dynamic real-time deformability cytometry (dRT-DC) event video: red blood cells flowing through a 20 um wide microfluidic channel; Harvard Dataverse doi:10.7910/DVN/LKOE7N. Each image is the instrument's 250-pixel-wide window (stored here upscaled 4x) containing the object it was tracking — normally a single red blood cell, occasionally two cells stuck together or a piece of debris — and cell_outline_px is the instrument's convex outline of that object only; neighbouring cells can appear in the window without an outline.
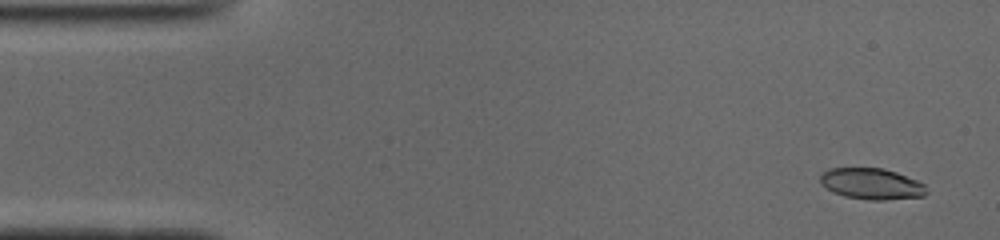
{"species": "common noctule bat (a hibernating species)", "species_latin": "Nyctalus noctula", "temperature_condition": "cold", "stored_images_in_passage": 51, "camera_frame_rate_fps": 3000, "um_per_image_px": 0.085, "animal": {"sex": "male", "body_mass_g": 19.0, "forearm_length_mm": 50.8}, "frame": {"image": 1, "passage_image": 3, "time_ms": 0.667, "image_size_px": [1000, 240], "cell_outline_px": [[928, 192], [924, 196], [884, 200], [868, 200], [844, 196], [832, 192], [820, 184], [820, 176], [824, 172], [832, 168], [884, 168], [896, 172], [916, 180], [924, 184]], "centroid_in_image_um": [74.08, 15.63], "position_along_channel_um": 10.9, "area_um2": 19.31}}
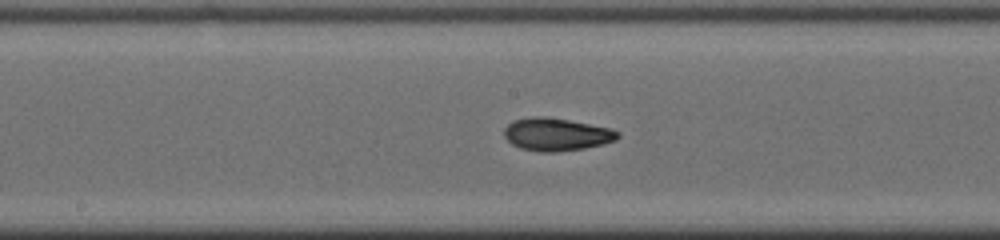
{"frame": {"image": 2, "passage_image": 26, "time_ms": 8.333, "image_size_px": [1000, 240], "cell_outline_px": [[620, 136], [616, 140], [604, 144], [584, 148], [556, 152], [540, 152], [520, 148], [512, 144], [504, 136], [504, 128], [512, 120], [532, 116], [548, 116], [612, 128], [620, 132]], "centroid_in_image_um": [47.31, 11.41], "position_along_channel_um": 200.9, "area_um2": 21.96}}
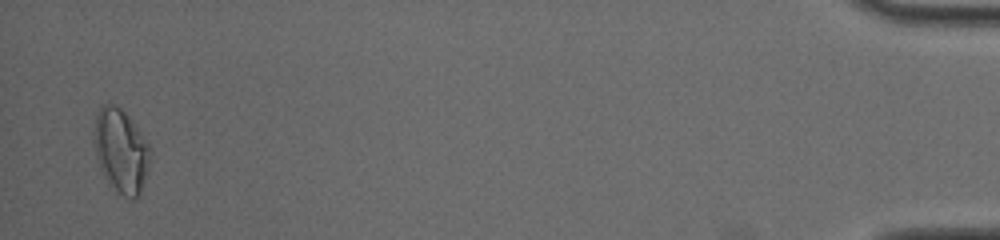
{"frame": {"image": 3, "passage_image": 50, "time_ms": 16.333, "image_size_px": [1000, 240], "cell_outline_px": [[148, 168], [140, 196], [136, 200], [132, 200], [124, 196], [104, 180], [100, 172], [96, 160], [92, 140], [92, 132], [96, 116], [100, 108], [104, 104], [116, 104], [128, 116], [148, 144]], "centroid_in_image_um": [10.21, 12.85], "position_along_channel_um": 425.0, "area_um2": 27.63}, "authors_computed_cell_mechanics": {"area_um2": 20.519, "velocity_mm_per_s": 3.9352, "shape_relaxation_time_tau1_ms": 9.5022, "shape_relaxation_time_tau2_ms": 3.3234, "deformation_change_tau1": 0.2531, "deformation_change_tau2": 0.0761}}